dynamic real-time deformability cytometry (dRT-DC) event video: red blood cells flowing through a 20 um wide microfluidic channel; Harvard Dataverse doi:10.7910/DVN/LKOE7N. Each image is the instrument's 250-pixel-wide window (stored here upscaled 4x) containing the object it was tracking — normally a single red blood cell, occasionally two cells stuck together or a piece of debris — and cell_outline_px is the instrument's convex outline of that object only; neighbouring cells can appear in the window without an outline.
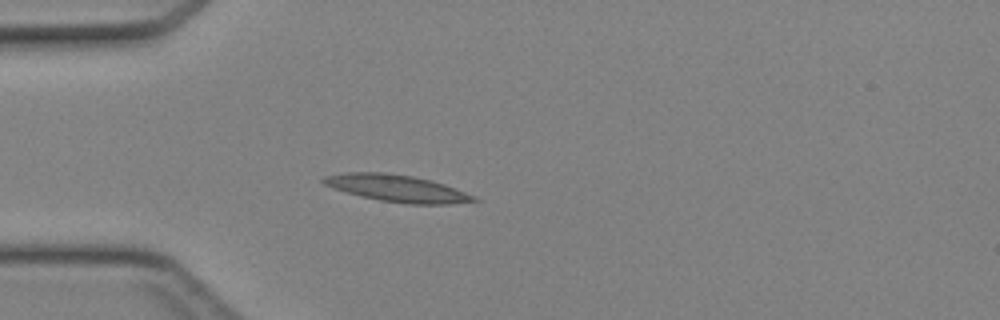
{"species": "Egyptian fruit bat (a non-hibernating species)", "species_latin": "Rousettus aegyptiacus", "temperature_condition": "cold", "stored_images_in_passage": 39, "camera_frame_rate_fps": 3000, "um_per_image_px": 0.085, "animal": {"sex": "female"}, "frame": {"image": 1, "passage_image": 12, "time_ms": 3.667, "image_size_px": [1000, 320], "cell_outline_px": [[480, 200], [448, 204], [412, 204], [380, 200], [360, 196], [332, 188], [324, 184], [320, 180], [324, 176], [344, 172], [384, 172], [412, 176], [432, 180], [444, 184], [476, 196]], "centroid_in_image_um": [33.72, 15.99], "position_along_channel_um": 51.3, "area_um2": 23.58}}
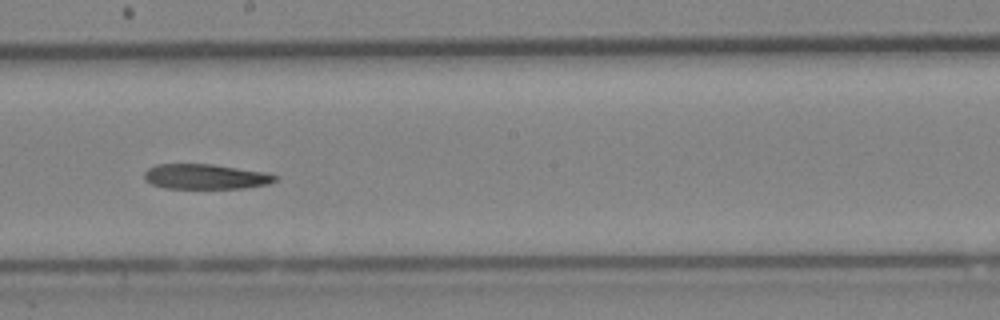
{"frame": {"image": 2, "passage_image": 25, "time_ms": 8.0, "image_size_px": [1000, 320], "cell_outline_px": [[280, 176], [276, 180], [268, 184], [244, 188], [164, 188], [152, 184], [144, 180], [144, 172], [148, 168], [156, 164], [212, 164], [264, 172]], "centroid_in_image_um": [17.45, 15.01], "position_along_channel_um": 230.7, "area_um2": 19.13}}
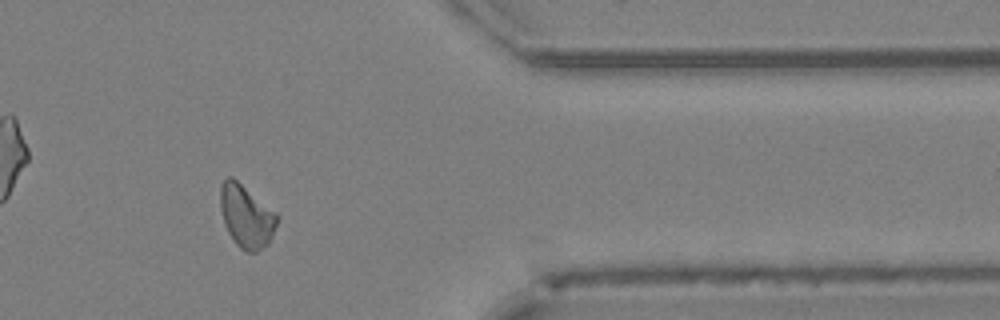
{"frame": {"image": 3, "passage_image": 37, "time_ms": 12.0, "image_size_px": [1000, 320], "cell_outline_px": [[280, 216], [268, 244], [256, 252], [248, 252], [240, 248], [236, 244], [228, 232], [224, 224], [220, 204], [220, 184], [228, 176], [232, 176], [276, 212]], "centroid_in_image_um": [20.94, 18.37], "position_along_channel_um": 390.5, "area_um2": 20.75}}